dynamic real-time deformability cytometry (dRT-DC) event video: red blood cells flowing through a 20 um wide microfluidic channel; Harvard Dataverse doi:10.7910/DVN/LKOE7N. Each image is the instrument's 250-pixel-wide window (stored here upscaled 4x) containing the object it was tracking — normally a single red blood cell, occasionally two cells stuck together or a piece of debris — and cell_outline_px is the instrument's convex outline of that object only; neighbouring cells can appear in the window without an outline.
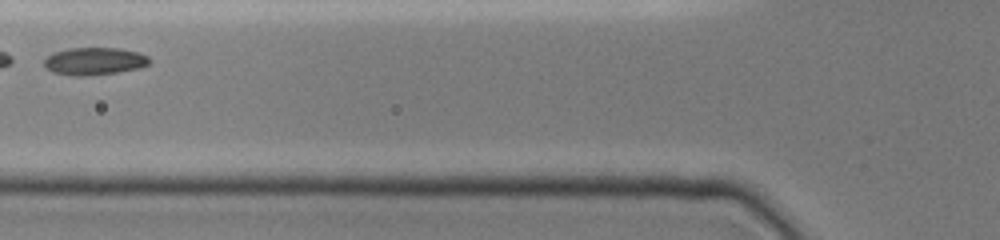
{"species": "common noctule bat (a hibernating species)", "species_latin": "Nyctalus noctula", "temperature_condition": "cold", "stored_images_in_passage": 13, "segment_of_instrument_passage": [2, 2], "camera_frame_rate_fps": 3000, "um_per_image_px": 0.085, "animal": {"sex": "female", "body_mass_g": 19.0, "forearm_length_mm": 51.5}, "frame": {"image": 1, "passage_image": 6, "time_ms": 2.333, "image_size_px": [1000, 240], "cell_outline_px": [[148, 64], [140, 68], [116, 72], [88, 76], [72, 76], [52, 72], [44, 68], [44, 60], [48, 56], [56, 52], [68, 48], [120, 48], [136, 52], [148, 56]], "centroid_in_image_um": [7.98, 5.21], "position_along_channel_um": 117.8, "area_um2": 16.82}}
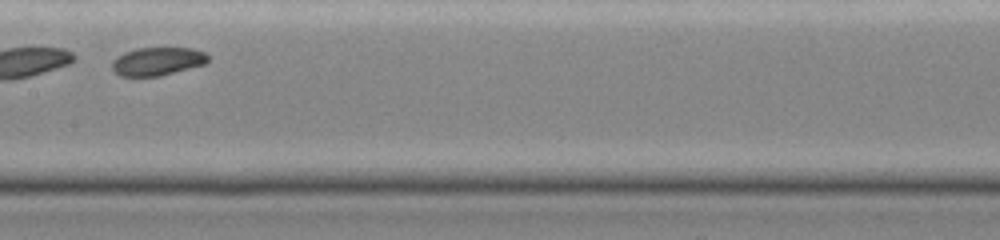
{"frame": {"image": 2, "passage_image": 11, "time_ms": 4.333, "image_size_px": [1000, 240], "cell_outline_px": [[208, 60], [204, 64], [160, 76], [120, 76], [112, 68], [112, 60], [116, 56], [124, 52], [136, 48], [192, 48], [204, 52], [208, 56]], "centroid_in_image_um": [13.35, 5.21], "position_along_channel_um": 194.0, "area_um2": 15.72}}